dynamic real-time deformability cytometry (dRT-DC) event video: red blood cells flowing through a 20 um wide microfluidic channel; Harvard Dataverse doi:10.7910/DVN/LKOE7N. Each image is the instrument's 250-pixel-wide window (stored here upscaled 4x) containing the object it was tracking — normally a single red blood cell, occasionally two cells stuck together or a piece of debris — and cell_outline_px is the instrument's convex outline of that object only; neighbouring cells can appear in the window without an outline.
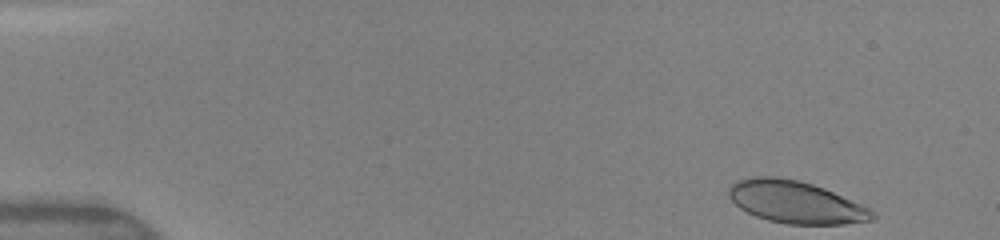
{"species": "human", "species_latin": "Homo sapiens", "temperature_condition": "warm", "stored_images_in_passage": 41, "camera_frame_rate_fps": 3000, "um_per_image_px": 0.085, "donor": {"sex": "female"}, "frame": {"image": 1, "passage_image": 1, "time_ms": 0.0, "image_size_px": [1000, 240], "cell_outline_px": [[876, 216], [872, 220], [844, 224], [784, 224], [768, 220], [756, 216], [740, 208], [728, 196], [728, 188], [736, 180], [752, 176], [776, 176], [800, 180], [824, 188], [860, 204], [868, 208]], "centroid_in_image_um": [67.58, 17.17], "position_along_channel_um": 17.4, "area_um2": 35.26}}
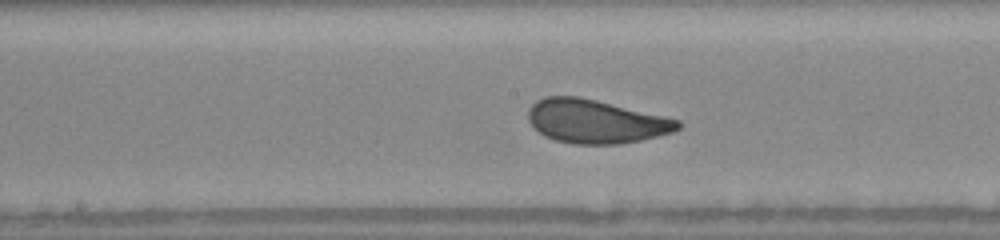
{"frame": {"image": 2, "passage_image": 23, "time_ms": 7.333, "image_size_px": [1000, 240], "cell_outline_px": [[684, 124], [680, 128], [672, 132], [640, 140], [616, 144], [572, 144], [556, 140], [544, 136], [528, 120], [528, 112], [532, 104], [536, 100], [544, 96], [580, 96], [664, 116], [680, 120]], "centroid_in_image_um": [50.63, 10.31], "position_along_channel_um": 197.6, "area_um2": 37.97}}
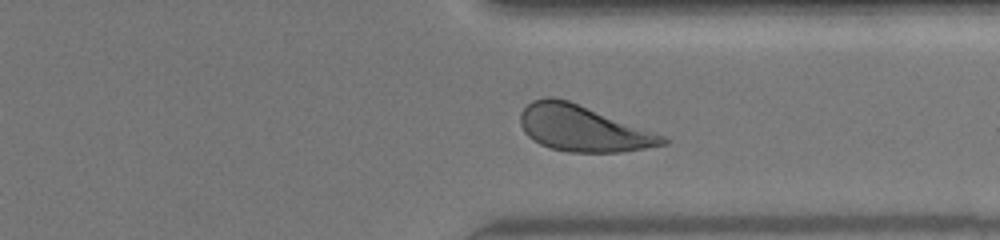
{"frame": {"image": 3, "passage_image": 35, "time_ms": 11.333, "image_size_px": [1000, 240], "cell_outline_px": [[668, 144], [620, 152], [568, 152], [552, 148], [540, 144], [532, 140], [524, 132], [520, 124], [520, 112], [532, 100], [548, 96], [552, 96], [568, 100], [664, 136], [668, 140]], "centroid_in_image_um": [49.49, 10.91], "position_along_channel_um": 361.9, "area_um2": 37.74}, "authors_computed_cell_mechanics": {"area_um2": 37.6278, "velocity_mm_per_s": 4.098, "shape_relaxation_time_tau1_ms": 2.5791, "shape_relaxation_time_tau2_ms": 0.6622, "deformation_change_tau1": 0.1168, "deformation_change_tau2": 0.0607}}